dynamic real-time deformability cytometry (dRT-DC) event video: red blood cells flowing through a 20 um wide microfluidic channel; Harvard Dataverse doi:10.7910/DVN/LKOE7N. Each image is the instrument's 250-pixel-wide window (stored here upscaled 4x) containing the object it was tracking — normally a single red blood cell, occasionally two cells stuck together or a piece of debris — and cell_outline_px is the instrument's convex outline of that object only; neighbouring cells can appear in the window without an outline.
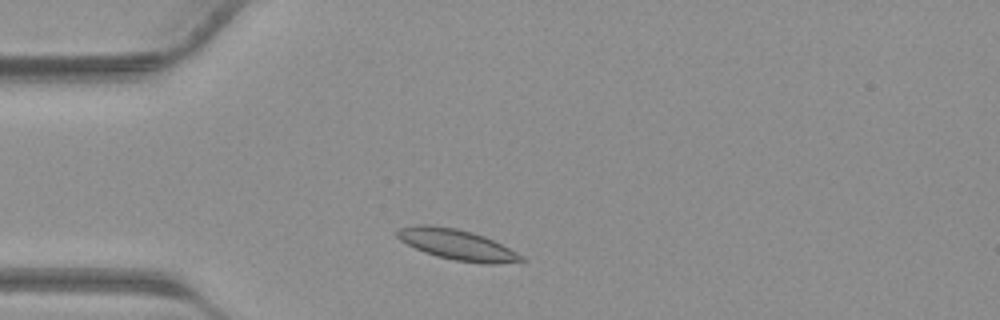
{"species": "common noctule bat (a hibernating species)", "species_latin": "Nyctalus noctula", "temperature_condition": "warm", "stored_images_in_passage": 26, "camera_frame_rate_fps": 3000, "um_per_image_px": 0.085, "animal": {"sex": "male", "body_mass_g": 23.1, "forearm_length_mm": 52.7}, "frame": {"image": 1, "passage_image": 2, "time_ms": 0.333, "image_size_px": [1000, 320], "cell_outline_px": [[528, 260], [496, 264], [484, 264], [456, 260], [436, 256], [424, 252], [400, 240], [396, 236], [396, 232], [400, 228], [416, 224], [432, 224], [456, 228], [472, 232], [484, 236], [524, 256]], "centroid_in_image_um": [38.84, 20.78], "position_along_channel_um": 46.2, "area_um2": 22.02}}
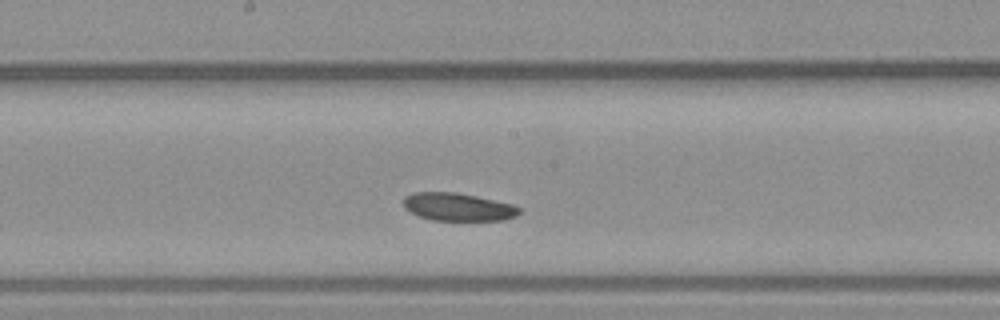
{"frame": {"image": 2, "passage_image": 13, "time_ms": 4.0, "image_size_px": [1000, 320], "cell_outline_px": [[520, 212], [516, 216], [504, 220], [432, 220], [416, 216], [408, 212], [404, 208], [404, 196], [412, 192], [456, 192], [476, 196], [512, 204], [520, 208]], "centroid_in_image_um": [38.88, 17.59], "position_along_channel_um": 209.3, "area_um2": 18.96}}
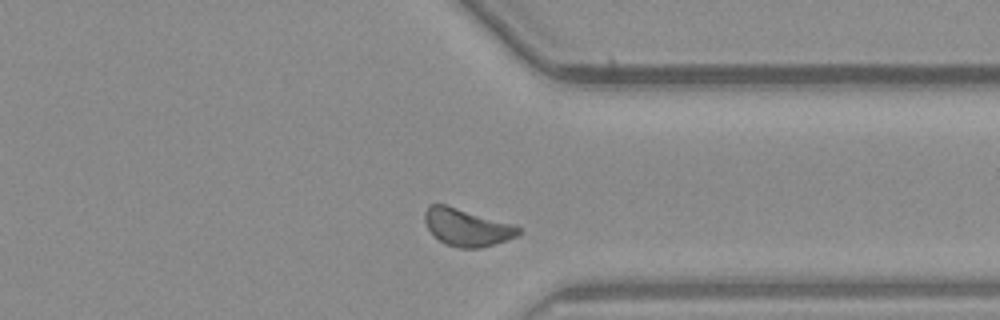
{"frame": {"image": 3, "passage_image": 23, "time_ms": 7.333, "image_size_px": [1000, 320], "cell_outline_px": [[520, 232], [516, 236], [480, 248], [460, 248], [448, 244], [440, 240], [428, 228], [424, 220], [424, 212], [428, 204], [448, 204], [516, 224], [520, 228]], "centroid_in_image_um": [39.68, 19.28], "position_along_channel_um": 371.7, "area_um2": 20.46}}